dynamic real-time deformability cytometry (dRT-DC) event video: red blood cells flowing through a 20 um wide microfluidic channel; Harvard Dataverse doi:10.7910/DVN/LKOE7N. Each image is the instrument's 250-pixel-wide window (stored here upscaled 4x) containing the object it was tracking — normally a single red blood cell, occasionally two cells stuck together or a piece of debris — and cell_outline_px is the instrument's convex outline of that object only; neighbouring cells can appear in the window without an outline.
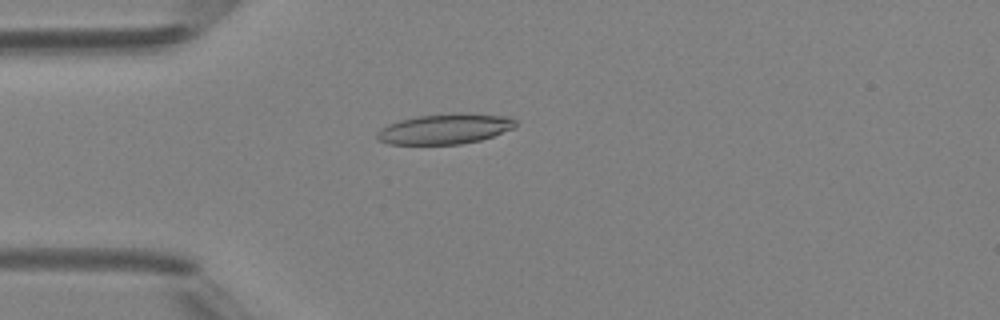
{"species": "Egyptian fruit bat (a non-hibernating species)", "species_latin": "Rousettus aegyptiacus", "temperature_condition": "room temperature", "stored_images_in_passage": 3, "camera_frame_rate_fps": 3000, "um_per_image_px": 0.085, "animal": {"sex": "female"}, "frame": {"image": 1, "passage_image": 3, "time_ms": 2.333, "image_size_px": [1000, 320], "cell_outline_px": [[516, 128], [480, 140], [460, 144], [388, 144], [376, 140], [376, 132], [380, 128], [388, 124], [400, 120], [416, 116], [452, 112], [468, 112], [508, 116], [516, 120]], "centroid_in_image_um": [37.83, 10.93], "position_along_channel_um": 47.2, "area_um2": 24.97}}